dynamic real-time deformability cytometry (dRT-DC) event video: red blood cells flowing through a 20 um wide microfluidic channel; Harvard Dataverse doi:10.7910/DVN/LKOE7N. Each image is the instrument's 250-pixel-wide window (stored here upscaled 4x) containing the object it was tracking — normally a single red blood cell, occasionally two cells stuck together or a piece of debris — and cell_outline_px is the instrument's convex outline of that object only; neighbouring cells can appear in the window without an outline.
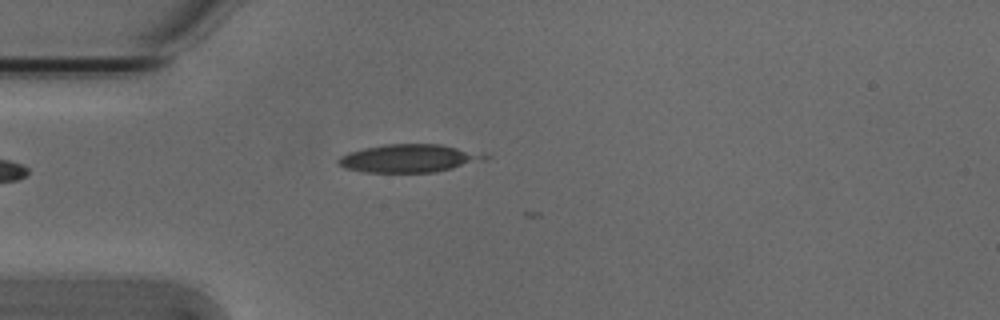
{"species": "Egyptian fruit bat (a non-hibernating species)", "species_latin": "Rousettus aegyptiacus", "temperature_condition": "cold", "stored_images_in_passage": 4, "camera_frame_rate_fps": 3000, "um_per_image_px": 0.085, "animal": {"sex": "male"}, "frame": {"image": 1, "passage_image": 4, "time_ms": 1.0, "image_size_px": [1000, 320], "cell_outline_px": [[488, 160], [436, 172], [364, 172], [344, 168], [336, 164], [336, 160], [340, 156], [348, 152], [364, 148], [384, 144], [440, 144], [488, 156]], "centroid_in_image_um": [34.69, 13.47], "position_along_channel_um": 50.3, "area_um2": 23.81}}